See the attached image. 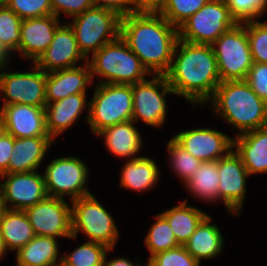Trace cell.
<instances>
[{"label": "cell", "mask_w": 267, "mask_h": 266, "mask_svg": "<svg viewBox=\"0 0 267 266\" xmlns=\"http://www.w3.org/2000/svg\"><path fill=\"white\" fill-rule=\"evenodd\" d=\"M72 237L76 239L82 231L87 240L103 244L111 250L119 238L117 225L112 215L90 194L71 201Z\"/></svg>", "instance_id": "cell-7"}, {"label": "cell", "mask_w": 267, "mask_h": 266, "mask_svg": "<svg viewBox=\"0 0 267 266\" xmlns=\"http://www.w3.org/2000/svg\"><path fill=\"white\" fill-rule=\"evenodd\" d=\"M172 138L202 162L218 161L233 149V138L216 129L197 127L181 131Z\"/></svg>", "instance_id": "cell-16"}, {"label": "cell", "mask_w": 267, "mask_h": 266, "mask_svg": "<svg viewBox=\"0 0 267 266\" xmlns=\"http://www.w3.org/2000/svg\"><path fill=\"white\" fill-rule=\"evenodd\" d=\"M22 19L7 5L0 6V53L8 60L11 53L18 52Z\"/></svg>", "instance_id": "cell-31"}, {"label": "cell", "mask_w": 267, "mask_h": 266, "mask_svg": "<svg viewBox=\"0 0 267 266\" xmlns=\"http://www.w3.org/2000/svg\"><path fill=\"white\" fill-rule=\"evenodd\" d=\"M156 221L149 228L144 243L150 252L149 259L157 253L179 246L176 237L167 220L158 214Z\"/></svg>", "instance_id": "cell-33"}, {"label": "cell", "mask_w": 267, "mask_h": 266, "mask_svg": "<svg viewBox=\"0 0 267 266\" xmlns=\"http://www.w3.org/2000/svg\"><path fill=\"white\" fill-rule=\"evenodd\" d=\"M160 214L167 220L178 244L182 246L208 216L207 213L199 208L187 205V200Z\"/></svg>", "instance_id": "cell-29"}, {"label": "cell", "mask_w": 267, "mask_h": 266, "mask_svg": "<svg viewBox=\"0 0 267 266\" xmlns=\"http://www.w3.org/2000/svg\"><path fill=\"white\" fill-rule=\"evenodd\" d=\"M6 133L15 138L49 136L46 129L45 107L27 104L1 106Z\"/></svg>", "instance_id": "cell-19"}, {"label": "cell", "mask_w": 267, "mask_h": 266, "mask_svg": "<svg viewBox=\"0 0 267 266\" xmlns=\"http://www.w3.org/2000/svg\"><path fill=\"white\" fill-rule=\"evenodd\" d=\"M0 193L6 209L22 210L48 197L44 176L37 171L3 174Z\"/></svg>", "instance_id": "cell-14"}, {"label": "cell", "mask_w": 267, "mask_h": 266, "mask_svg": "<svg viewBox=\"0 0 267 266\" xmlns=\"http://www.w3.org/2000/svg\"><path fill=\"white\" fill-rule=\"evenodd\" d=\"M120 37L152 75L170 68L178 28L158 12H132L121 17Z\"/></svg>", "instance_id": "cell-2"}, {"label": "cell", "mask_w": 267, "mask_h": 266, "mask_svg": "<svg viewBox=\"0 0 267 266\" xmlns=\"http://www.w3.org/2000/svg\"><path fill=\"white\" fill-rule=\"evenodd\" d=\"M165 0H130L133 12H158Z\"/></svg>", "instance_id": "cell-44"}, {"label": "cell", "mask_w": 267, "mask_h": 266, "mask_svg": "<svg viewBox=\"0 0 267 266\" xmlns=\"http://www.w3.org/2000/svg\"><path fill=\"white\" fill-rule=\"evenodd\" d=\"M94 88L87 121L92 133L97 135L106 127L132 120V85L97 83Z\"/></svg>", "instance_id": "cell-5"}, {"label": "cell", "mask_w": 267, "mask_h": 266, "mask_svg": "<svg viewBox=\"0 0 267 266\" xmlns=\"http://www.w3.org/2000/svg\"><path fill=\"white\" fill-rule=\"evenodd\" d=\"M72 18L73 21L68 24L74 31L80 52L87 60L103 45L120 36L121 16L109 9L94 6Z\"/></svg>", "instance_id": "cell-6"}, {"label": "cell", "mask_w": 267, "mask_h": 266, "mask_svg": "<svg viewBox=\"0 0 267 266\" xmlns=\"http://www.w3.org/2000/svg\"><path fill=\"white\" fill-rule=\"evenodd\" d=\"M7 6L21 19L53 15L50 0H10Z\"/></svg>", "instance_id": "cell-39"}, {"label": "cell", "mask_w": 267, "mask_h": 266, "mask_svg": "<svg viewBox=\"0 0 267 266\" xmlns=\"http://www.w3.org/2000/svg\"><path fill=\"white\" fill-rule=\"evenodd\" d=\"M208 102L216 116L239 130L235 136L267 126V102L245 80L221 82Z\"/></svg>", "instance_id": "cell-3"}, {"label": "cell", "mask_w": 267, "mask_h": 266, "mask_svg": "<svg viewBox=\"0 0 267 266\" xmlns=\"http://www.w3.org/2000/svg\"><path fill=\"white\" fill-rule=\"evenodd\" d=\"M90 57L87 62L92 80L94 82V76L99 75V78L103 77L97 82L100 84L132 85L146 80L145 76L151 74L120 36Z\"/></svg>", "instance_id": "cell-4"}, {"label": "cell", "mask_w": 267, "mask_h": 266, "mask_svg": "<svg viewBox=\"0 0 267 266\" xmlns=\"http://www.w3.org/2000/svg\"><path fill=\"white\" fill-rule=\"evenodd\" d=\"M57 240L54 237L35 235L25 246L16 251V266H55L59 264L62 255L59 254Z\"/></svg>", "instance_id": "cell-28"}, {"label": "cell", "mask_w": 267, "mask_h": 266, "mask_svg": "<svg viewBox=\"0 0 267 266\" xmlns=\"http://www.w3.org/2000/svg\"><path fill=\"white\" fill-rule=\"evenodd\" d=\"M5 206H4V201L2 199V195L0 193V221H1V217L3 215V212L5 211Z\"/></svg>", "instance_id": "cell-47"}, {"label": "cell", "mask_w": 267, "mask_h": 266, "mask_svg": "<svg viewBox=\"0 0 267 266\" xmlns=\"http://www.w3.org/2000/svg\"><path fill=\"white\" fill-rule=\"evenodd\" d=\"M88 167L80 157L55 158L43 173L49 197H70L71 201L92 194L87 188Z\"/></svg>", "instance_id": "cell-10"}, {"label": "cell", "mask_w": 267, "mask_h": 266, "mask_svg": "<svg viewBox=\"0 0 267 266\" xmlns=\"http://www.w3.org/2000/svg\"><path fill=\"white\" fill-rule=\"evenodd\" d=\"M55 15L22 19L18 53L35 63L51 43L56 29L61 25Z\"/></svg>", "instance_id": "cell-18"}, {"label": "cell", "mask_w": 267, "mask_h": 266, "mask_svg": "<svg viewBox=\"0 0 267 266\" xmlns=\"http://www.w3.org/2000/svg\"><path fill=\"white\" fill-rule=\"evenodd\" d=\"M14 147V136L4 133L0 137V176L7 174V168Z\"/></svg>", "instance_id": "cell-42"}, {"label": "cell", "mask_w": 267, "mask_h": 266, "mask_svg": "<svg viewBox=\"0 0 267 266\" xmlns=\"http://www.w3.org/2000/svg\"><path fill=\"white\" fill-rule=\"evenodd\" d=\"M211 219L208 215L183 245L200 264L201 260L212 259L220 255L224 248L223 234L217 224H211Z\"/></svg>", "instance_id": "cell-25"}, {"label": "cell", "mask_w": 267, "mask_h": 266, "mask_svg": "<svg viewBox=\"0 0 267 266\" xmlns=\"http://www.w3.org/2000/svg\"><path fill=\"white\" fill-rule=\"evenodd\" d=\"M86 98V93H79L53 103H46V129L53 140L73 126L87 107L86 120L88 121L90 103H87Z\"/></svg>", "instance_id": "cell-21"}, {"label": "cell", "mask_w": 267, "mask_h": 266, "mask_svg": "<svg viewBox=\"0 0 267 266\" xmlns=\"http://www.w3.org/2000/svg\"><path fill=\"white\" fill-rule=\"evenodd\" d=\"M237 23L254 21L267 11V0H225Z\"/></svg>", "instance_id": "cell-37"}, {"label": "cell", "mask_w": 267, "mask_h": 266, "mask_svg": "<svg viewBox=\"0 0 267 266\" xmlns=\"http://www.w3.org/2000/svg\"><path fill=\"white\" fill-rule=\"evenodd\" d=\"M53 142H56V140H53L50 136L14 137V147L7 174L36 171Z\"/></svg>", "instance_id": "cell-22"}, {"label": "cell", "mask_w": 267, "mask_h": 266, "mask_svg": "<svg viewBox=\"0 0 267 266\" xmlns=\"http://www.w3.org/2000/svg\"><path fill=\"white\" fill-rule=\"evenodd\" d=\"M233 149L250 176L267 173V126L233 137Z\"/></svg>", "instance_id": "cell-23"}, {"label": "cell", "mask_w": 267, "mask_h": 266, "mask_svg": "<svg viewBox=\"0 0 267 266\" xmlns=\"http://www.w3.org/2000/svg\"><path fill=\"white\" fill-rule=\"evenodd\" d=\"M104 266H142V265L140 264V262L138 263L137 260L136 263H132V261H130L125 257H117L114 259H109V261L107 257H105ZM145 266H147V264H145Z\"/></svg>", "instance_id": "cell-45"}, {"label": "cell", "mask_w": 267, "mask_h": 266, "mask_svg": "<svg viewBox=\"0 0 267 266\" xmlns=\"http://www.w3.org/2000/svg\"><path fill=\"white\" fill-rule=\"evenodd\" d=\"M6 252L4 247H3V244H2V241H1V238H0V260L6 256Z\"/></svg>", "instance_id": "cell-48"}, {"label": "cell", "mask_w": 267, "mask_h": 266, "mask_svg": "<svg viewBox=\"0 0 267 266\" xmlns=\"http://www.w3.org/2000/svg\"><path fill=\"white\" fill-rule=\"evenodd\" d=\"M53 15L60 18V14L75 17L85 10L94 7L92 0H50Z\"/></svg>", "instance_id": "cell-41"}, {"label": "cell", "mask_w": 267, "mask_h": 266, "mask_svg": "<svg viewBox=\"0 0 267 266\" xmlns=\"http://www.w3.org/2000/svg\"><path fill=\"white\" fill-rule=\"evenodd\" d=\"M221 82L245 80L253 65L246 22L237 23L212 44Z\"/></svg>", "instance_id": "cell-8"}, {"label": "cell", "mask_w": 267, "mask_h": 266, "mask_svg": "<svg viewBox=\"0 0 267 266\" xmlns=\"http://www.w3.org/2000/svg\"><path fill=\"white\" fill-rule=\"evenodd\" d=\"M132 93V121L142 120L151 127L162 126L168 112L165 96L175 94L165 75H155L150 80L132 84Z\"/></svg>", "instance_id": "cell-12"}, {"label": "cell", "mask_w": 267, "mask_h": 266, "mask_svg": "<svg viewBox=\"0 0 267 266\" xmlns=\"http://www.w3.org/2000/svg\"><path fill=\"white\" fill-rule=\"evenodd\" d=\"M34 237L25 211L5 209L0 221V238L6 252L17 251Z\"/></svg>", "instance_id": "cell-26"}, {"label": "cell", "mask_w": 267, "mask_h": 266, "mask_svg": "<svg viewBox=\"0 0 267 266\" xmlns=\"http://www.w3.org/2000/svg\"><path fill=\"white\" fill-rule=\"evenodd\" d=\"M6 132L3 115L0 111V137Z\"/></svg>", "instance_id": "cell-46"}, {"label": "cell", "mask_w": 267, "mask_h": 266, "mask_svg": "<svg viewBox=\"0 0 267 266\" xmlns=\"http://www.w3.org/2000/svg\"><path fill=\"white\" fill-rule=\"evenodd\" d=\"M218 161H205L184 184L188 192L204 202L218 201Z\"/></svg>", "instance_id": "cell-30"}, {"label": "cell", "mask_w": 267, "mask_h": 266, "mask_svg": "<svg viewBox=\"0 0 267 266\" xmlns=\"http://www.w3.org/2000/svg\"><path fill=\"white\" fill-rule=\"evenodd\" d=\"M175 95L202 105L221 83L217 60L210 44H194L178 38L169 70L164 74Z\"/></svg>", "instance_id": "cell-1"}, {"label": "cell", "mask_w": 267, "mask_h": 266, "mask_svg": "<svg viewBox=\"0 0 267 266\" xmlns=\"http://www.w3.org/2000/svg\"><path fill=\"white\" fill-rule=\"evenodd\" d=\"M246 31L253 62L267 63V22L247 21Z\"/></svg>", "instance_id": "cell-36"}, {"label": "cell", "mask_w": 267, "mask_h": 266, "mask_svg": "<svg viewBox=\"0 0 267 266\" xmlns=\"http://www.w3.org/2000/svg\"><path fill=\"white\" fill-rule=\"evenodd\" d=\"M237 24L225 0H210L179 28V39L194 44L212 45Z\"/></svg>", "instance_id": "cell-9"}, {"label": "cell", "mask_w": 267, "mask_h": 266, "mask_svg": "<svg viewBox=\"0 0 267 266\" xmlns=\"http://www.w3.org/2000/svg\"><path fill=\"white\" fill-rule=\"evenodd\" d=\"M55 266H66V265L60 262L59 264H56Z\"/></svg>", "instance_id": "cell-51"}, {"label": "cell", "mask_w": 267, "mask_h": 266, "mask_svg": "<svg viewBox=\"0 0 267 266\" xmlns=\"http://www.w3.org/2000/svg\"><path fill=\"white\" fill-rule=\"evenodd\" d=\"M5 62H9V61L0 53V65Z\"/></svg>", "instance_id": "cell-49"}, {"label": "cell", "mask_w": 267, "mask_h": 266, "mask_svg": "<svg viewBox=\"0 0 267 266\" xmlns=\"http://www.w3.org/2000/svg\"><path fill=\"white\" fill-rule=\"evenodd\" d=\"M169 154V166L177 177L185 184L198 169L202 161L192 156L187 150L181 147L173 138L167 143Z\"/></svg>", "instance_id": "cell-34"}, {"label": "cell", "mask_w": 267, "mask_h": 266, "mask_svg": "<svg viewBox=\"0 0 267 266\" xmlns=\"http://www.w3.org/2000/svg\"><path fill=\"white\" fill-rule=\"evenodd\" d=\"M110 250L103 244L87 241L71 254L62 255L61 262L66 266H104L105 257Z\"/></svg>", "instance_id": "cell-32"}, {"label": "cell", "mask_w": 267, "mask_h": 266, "mask_svg": "<svg viewBox=\"0 0 267 266\" xmlns=\"http://www.w3.org/2000/svg\"><path fill=\"white\" fill-rule=\"evenodd\" d=\"M8 63L5 62L0 65V93L3 97L2 106L27 104L36 107H45L47 73L38 68L34 63L31 68L32 71H5V66Z\"/></svg>", "instance_id": "cell-11"}, {"label": "cell", "mask_w": 267, "mask_h": 266, "mask_svg": "<svg viewBox=\"0 0 267 266\" xmlns=\"http://www.w3.org/2000/svg\"><path fill=\"white\" fill-rule=\"evenodd\" d=\"M159 172L154 158L139 156L125 162L119 185L135 192H144L157 185Z\"/></svg>", "instance_id": "cell-27"}, {"label": "cell", "mask_w": 267, "mask_h": 266, "mask_svg": "<svg viewBox=\"0 0 267 266\" xmlns=\"http://www.w3.org/2000/svg\"><path fill=\"white\" fill-rule=\"evenodd\" d=\"M147 266H200L201 264L193 258L185 249L179 245L155 254L146 262Z\"/></svg>", "instance_id": "cell-38"}, {"label": "cell", "mask_w": 267, "mask_h": 266, "mask_svg": "<svg viewBox=\"0 0 267 266\" xmlns=\"http://www.w3.org/2000/svg\"><path fill=\"white\" fill-rule=\"evenodd\" d=\"M37 236L72 237V209L62 198L47 197L25 210Z\"/></svg>", "instance_id": "cell-13"}, {"label": "cell", "mask_w": 267, "mask_h": 266, "mask_svg": "<svg viewBox=\"0 0 267 266\" xmlns=\"http://www.w3.org/2000/svg\"><path fill=\"white\" fill-rule=\"evenodd\" d=\"M218 175V202L223 201L227 213L240 216L247 192L246 180L250 175L234 149L218 160Z\"/></svg>", "instance_id": "cell-15"}, {"label": "cell", "mask_w": 267, "mask_h": 266, "mask_svg": "<svg viewBox=\"0 0 267 266\" xmlns=\"http://www.w3.org/2000/svg\"><path fill=\"white\" fill-rule=\"evenodd\" d=\"M210 0H165L158 11L171 25L179 28Z\"/></svg>", "instance_id": "cell-35"}, {"label": "cell", "mask_w": 267, "mask_h": 266, "mask_svg": "<svg viewBox=\"0 0 267 266\" xmlns=\"http://www.w3.org/2000/svg\"><path fill=\"white\" fill-rule=\"evenodd\" d=\"M79 60L87 62L78 48L73 29L65 23L56 29L51 43L34 64L44 72L50 73L77 67Z\"/></svg>", "instance_id": "cell-17"}, {"label": "cell", "mask_w": 267, "mask_h": 266, "mask_svg": "<svg viewBox=\"0 0 267 266\" xmlns=\"http://www.w3.org/2000/svg\"><path fill=\"white\" fill-rule=\"evenodd\" d=\"M245 81L262 100L267 102V63L254 62Z\"/></svg>", "instance_id": "cell-40"}, {"label": "cell", "mask_w": 267, "mask_h": 266, "mask_svg": "<svg viewBox=\"0 0 267 266\" xmlns=\"http://www.w3.org/2000/svg\"><path fill=\"white\" fill-rule=\"evenodd\" d=\"M73 68L62 69L46 75V103H53L73 94L86 93L93 83L88 62Z\"/></svg>", "instance_id": "cell-20"}, {"label": "cell", "mask_w": 267, "mask_h": 266, "mask_svg": "<svg viewBox=\"0 0 267 266\" xmlns=\"http://www.w3.org/2000/svg\"><path fill=\"white\" fill-rule=\"evenodd\" d=\"M10 0H0V6L7 5Z\"/></svg>", "instance_id": "cell-50"}, {"label": "cell", "mask_w": 267, "mask_h": 266, "mask_svg": "<svg viewBox=\"0 0 267 266\" xmlns=\"http://www.w3.org/2000/svg\"><path fill=\"white\" fill-rule=\"evenodd\" d=\"M95 7L109 9L124 17L132 13L130 0H92Z\"/></svg>", "instance_id": "cell-43"}, {"label": "cell", "mask_w": 267, "mask_h": 266, "mask_svg": "<svg viewBox=\"0 0 267 266\" xmlns=\"http://www.w3.org/2000/svg\"><path fill=\"white\" fill-rule=\"evenodd\" d=\"M135 122L130 120L106 127L97 136L105 137L106 149L119 158L133 160L142 149V136L137 130Z\"/></svg>", "instance_id": "cell-24"}]
</instances>
